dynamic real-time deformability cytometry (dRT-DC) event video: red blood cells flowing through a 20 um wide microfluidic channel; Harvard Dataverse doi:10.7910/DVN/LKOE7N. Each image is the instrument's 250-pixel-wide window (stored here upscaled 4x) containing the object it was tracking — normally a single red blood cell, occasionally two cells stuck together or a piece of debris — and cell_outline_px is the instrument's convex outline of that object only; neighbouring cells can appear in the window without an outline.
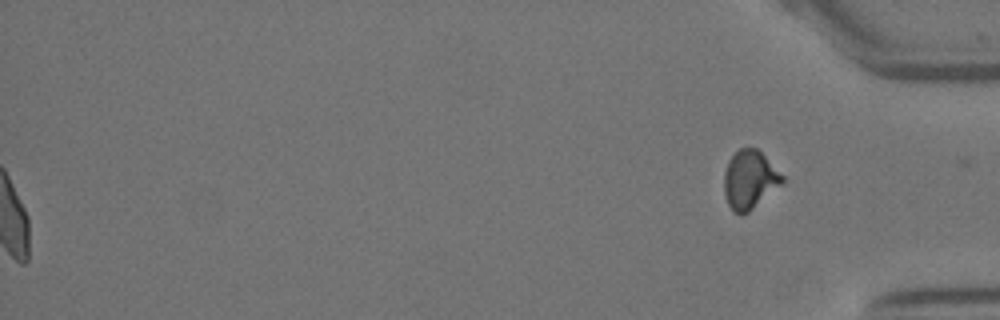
{"species": "Egyptian fruit bat (a non-hibernating species)", "species_latin": "Rousettus aegyptiacus", "temperature_condition": "warm", "stored_images_in_passage": 58, "segment_of_instrument_passage": [2, 2], "camera_frame_rate_fps": 3000, "um_per_image_px": 0.085, "animal": {"sex": "female"}, "frame": {"image": 1, "passage_image": 58, "time_ms": 19.0, "image_size_px": [1000, 320], "cell_outline_px": [[784, 184], [748, 212], [740, 216], [732, 212], [728, 204], [724, 192], [724, 172], [728, 160], [740, 148], [756, 148], [784, 176]], "centroid_in_image_um": [63.72, 15.31], "position_along_channel_um": 371.5, "area_um2": 19.94}}